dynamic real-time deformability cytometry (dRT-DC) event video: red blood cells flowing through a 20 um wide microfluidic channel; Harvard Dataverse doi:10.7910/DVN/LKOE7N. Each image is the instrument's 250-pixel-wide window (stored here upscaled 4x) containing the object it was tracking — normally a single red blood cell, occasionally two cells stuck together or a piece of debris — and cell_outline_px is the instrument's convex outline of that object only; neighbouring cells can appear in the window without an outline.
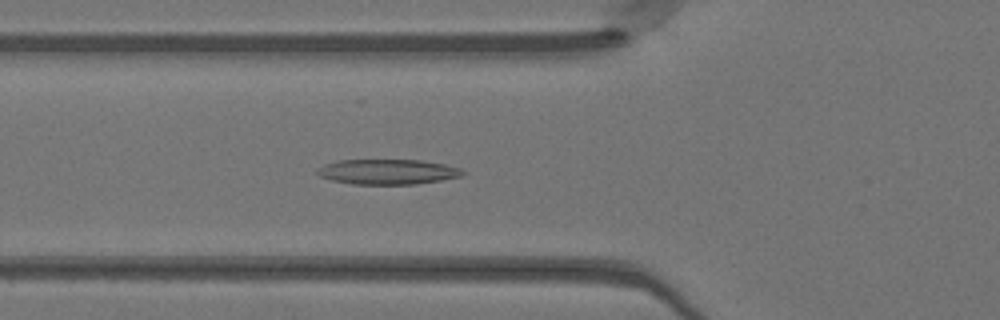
{"species": "Egyptian fruit bat (a non-hibernating species)", "species_latin": "Rousettus aegyptiacus", "temperature_condition": "warm", "stored_images_in_passage": 45, "camera_frame_rate_fps": 3000, "um_per_image_px": 0.085, "animal": {"sex": "female"}, "frame": {"image": 1, "passage_image": 14, "time_ms": 4.333, "image_size_px": [1000, 320], "cell_outline_px": [[464, 176], [416, 184], [352, 184], [332, 180], [320, 176], [316, 172], [316, 168], [324, 164], [336, 160], [420, 160], [444, 164], [460, 168], [464, 172]], "centroid_in_image_um": [32.93, 14.6], "position_along_channel_um": 92.9, "area_um2": 21.33}}
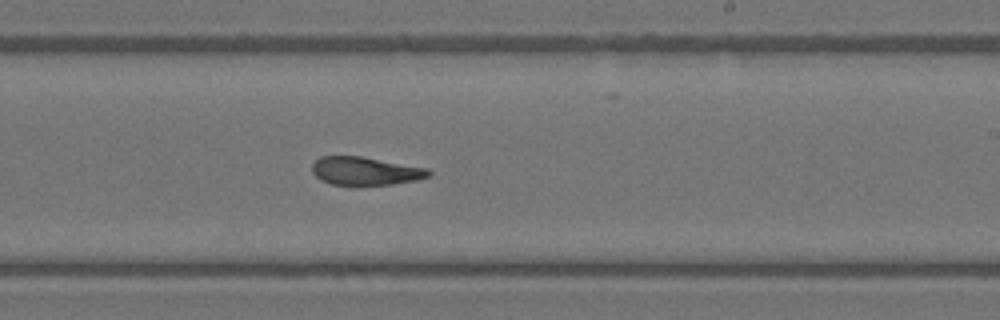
{"frame": {"image": 2, "passage_image": 26, "time_ms": 8.333, "image_size_px": [1000, 320], "cell_outline_px": [[432, 172], [428, 176], [416, 180], [392, 184], [332, 184], [320, 180], [312, 172], [312, 164], [320, 156], [360, 156], [428, 168]], "centroid_in_image_um": [31.04, 14.52], "position_along_channel_um": 258.0, "area_um2": 18.9}}
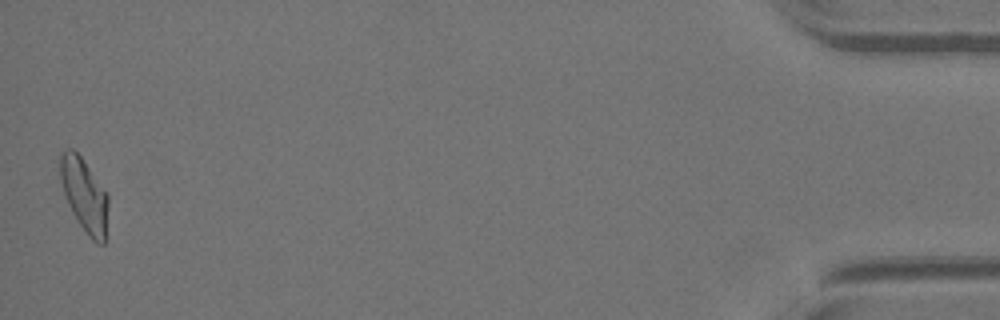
{"frame": {"image": 3, "passage_image": 45, "time_ms": 14.667, "image_size_px": [1000, 320], "cell_outline_px": [[108, 204], [104, 244], [96, 244], [88, 236], [72, 212], [64, 196], [60, 180], [60, 152], [68, 148], [72, 148], [80, 156], [108, 192]], "centroid_in_image_um": [7.17, 16.57], "position_along_channel_um": 428.0, "area_um2": 20.63}, "authors_computed_cell_mechanics": {"area_um2": 20.519, "velocity_mm_per_s": 4.1132, "shape_relaxation_time_tau1_ms": null, "shape_relaxation_time_tau2_ms": 1.9686, "deformation_change_tau1": null, "deformation_change_tau2": 0.1}}